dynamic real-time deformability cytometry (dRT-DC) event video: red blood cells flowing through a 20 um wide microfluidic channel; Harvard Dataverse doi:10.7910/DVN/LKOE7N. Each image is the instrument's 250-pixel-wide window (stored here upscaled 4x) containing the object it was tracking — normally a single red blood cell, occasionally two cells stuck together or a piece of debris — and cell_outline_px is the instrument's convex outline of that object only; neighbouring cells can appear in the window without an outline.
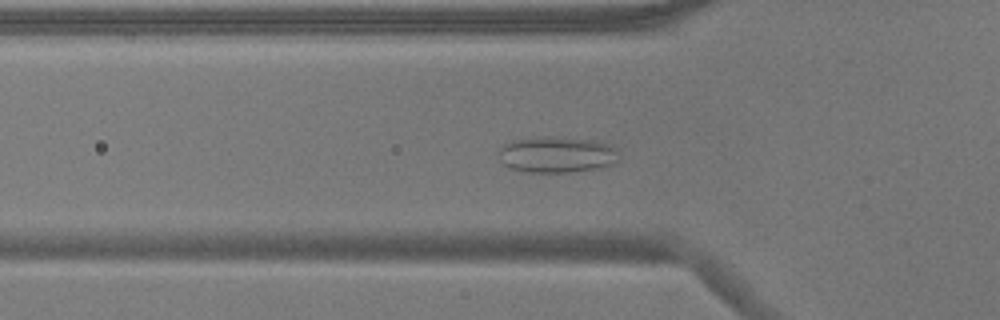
{"species": "common noctule bat (a hibernating species)", "species_latin": "Nyctalus noctula", "temperature_condition": "warm", "stored_images_in_passage": 45, "camera_frame_rate_fps": 3000, "um_per_image_px": 0.085, "animal": {"sex": "male", "body_mass_g": 17.9}, "frame": {"image": 1, "passage_image": 8, "time_ms": 2.333, "image_size_px": [1000, 320], "cell_outline_px": [[616, 160], [612, 164], [600, 168], [568, 172], [528, 172], [512, 168], [504, 164], [500, 160], [496, 152], [500, 148], [512, 140], [544, 136], [552, 136], [600, 140], [608, 144], [616, 152]], "centroid_in_image_um": [47.29, 13.12], "position_along_channel_um": 78.5, "area_um2": 25.32}}
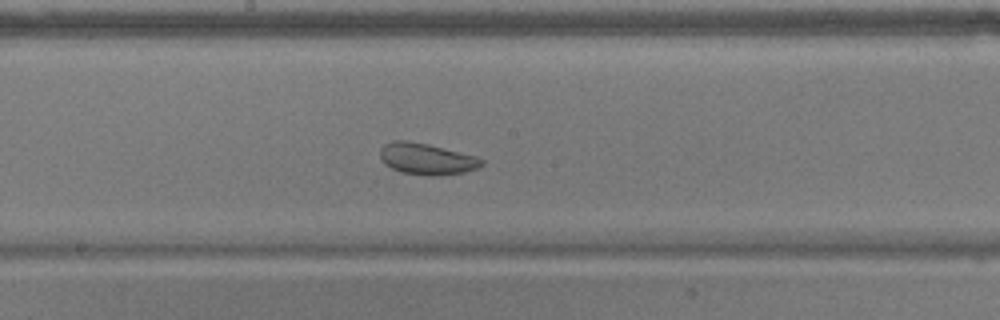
{"frame": {"image": 2, "passage_image": 19, "time_ms": 6.0, "image_size_px": [1000, 320], "cell_outline_px": [[484, 164], [476, 168], [464, 172], [436, 176], [428, 176], [400, 172], [384, 164], [380, 156], [380, 148], [384, 144], [392, 140], [408, 140], [428, 144], [476, 156], [484, 160]], "centroid_in_image_um": [36.24, 13.5], "position_along_channel_um": 212.0, "area_um2": 18.67}}
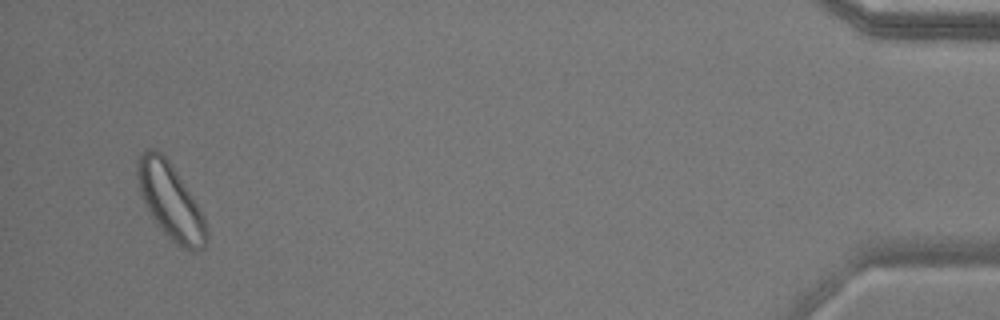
{"frame": {"image": 3, "passage_image": 43, "time_ms": 14.0, "image_size_px": [1000, 320], "cell_outline_px": [[208, 240], [204, 248], [180, 248], [156, 224], [140, 196], [136, 176], [136, 160], [140, 152], [148, 148], [156, 148], [168, 160], [204, 216], [208, 232]], "centroid_in_image_um": [14.44, 17.07], "position_along_channel_um": 420.8, "area_um2": 30.17}, "authors_computed_cell_mechanics": {"area_um2": 22.6576, "velocity_mm_per_s": 3.6177, "shape_relaxation_time_tau1_ms": null, "shape_relaxation_time_tau2_ms": 1.1494, "deformation_change_tau1": null, "deformation_change_tau2": 0.0799}}